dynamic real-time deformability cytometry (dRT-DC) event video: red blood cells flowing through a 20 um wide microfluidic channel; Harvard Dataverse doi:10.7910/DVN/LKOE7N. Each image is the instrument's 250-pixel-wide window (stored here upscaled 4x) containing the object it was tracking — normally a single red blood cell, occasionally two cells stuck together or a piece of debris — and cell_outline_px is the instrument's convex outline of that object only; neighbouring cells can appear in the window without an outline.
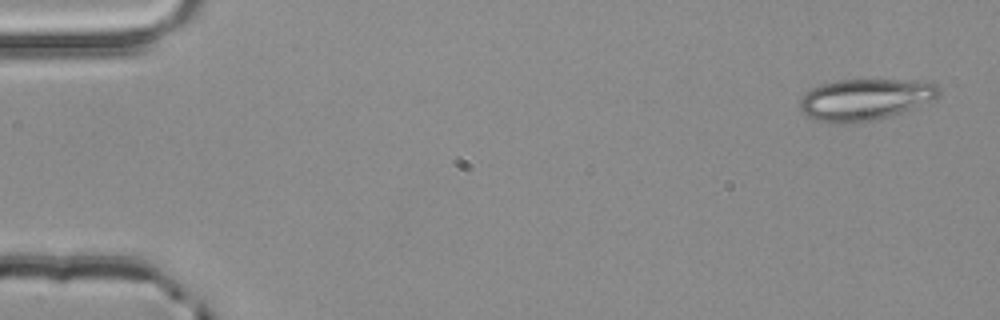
{"species": "common noctule bat (a hibernating species)", "species_latin": "Nyctalus noctula", "temperature_condition": "room temperature", "stored_images_in_passage": 4, "camera_frame_rate_fps": 3000, "um_per_image_px": 0.085, "animal": {"sex": "male", "body_mass_g": 20.4}, "frame": {"image": 1, "passage_image": 1, "time_ms": 0.0, "image_size_px": [1000, 320], "cell_outline_px": [[940, 96], [936, 100], [888, 116], [872, 120], [816, 120], [808, 116], [800, 108], [800, 100], [812, 88], [836, 80], [916, 80], [936, 84], [940, 88]], "centroid_in_image_um": [73.63, 8.4], "position_along_channel_um": 11.4, "area_um2": 32.48}}